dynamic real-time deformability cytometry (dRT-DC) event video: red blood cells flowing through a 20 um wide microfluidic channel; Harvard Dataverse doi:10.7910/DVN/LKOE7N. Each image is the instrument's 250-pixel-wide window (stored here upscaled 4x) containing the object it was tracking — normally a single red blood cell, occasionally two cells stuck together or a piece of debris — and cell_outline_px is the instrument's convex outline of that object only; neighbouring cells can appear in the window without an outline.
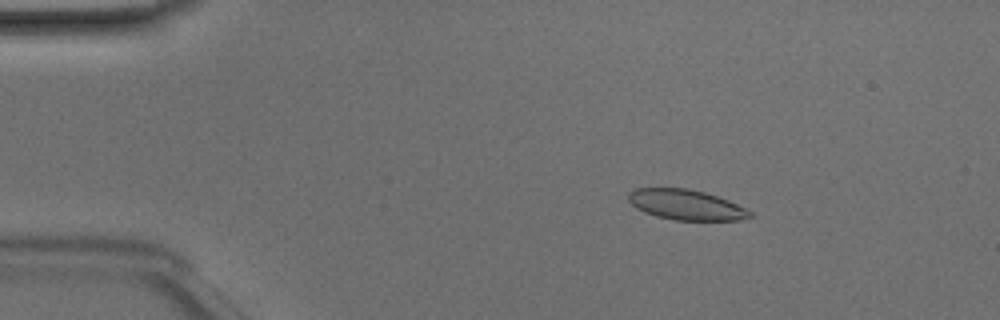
{"species": "Egyptian fruit bat (a non-hibernating species)", "species_latin": "Rousettus aegyptiacus", "temperature_condition": "room temperature", "stored_images_in_passage": 49, "camera_frame_rate_fps": 3000, "um_per_image_px": 0.085, "animal": {"sex": "male"}, "frame": {"image": 1, "passage_image": 8, "time_ms": 2.333, "image_size_px": [1000, 320], "cell_outline_px": [[752, 216], [740, 220], [676, 220], [656, 216], [644, 212], [636, 208], [628, 200], [628, 192], [636, 188], [688, 188], [704, 192], [728, 200], [752, 212]], "centroid_in_image_um": [58.28, 17.4], "position_along_channel_um": 26.7, "area_um2": 21.33}}
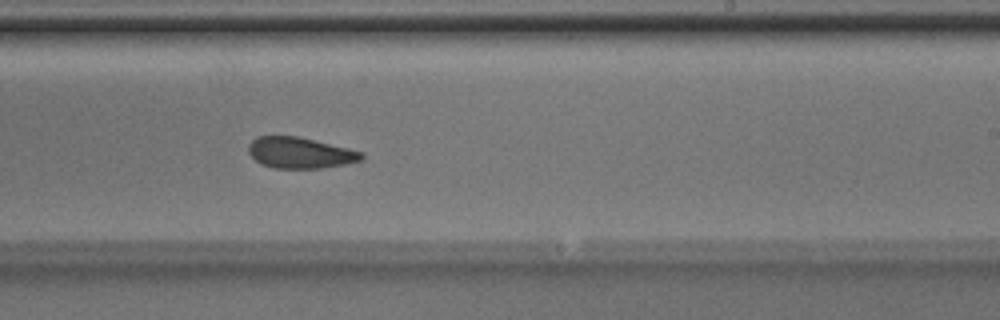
{"frame": {"image": 2, "passage_image": 30, "time_ms": 9.667, "image_size_px": [1000, 320], "cell_outline_px": [[364, 156], [360, 160], [344, 164], [320, 168], [276, 168], [264, 164], [256, 160], [248, 152], [248, 144], [256, 136], [296, 136], [348, 148], [364, 152]], "centroid_in_image_um": [25.49, 12.98], "position_along_channel_um": 263.5, "area_um2": 20.17}}
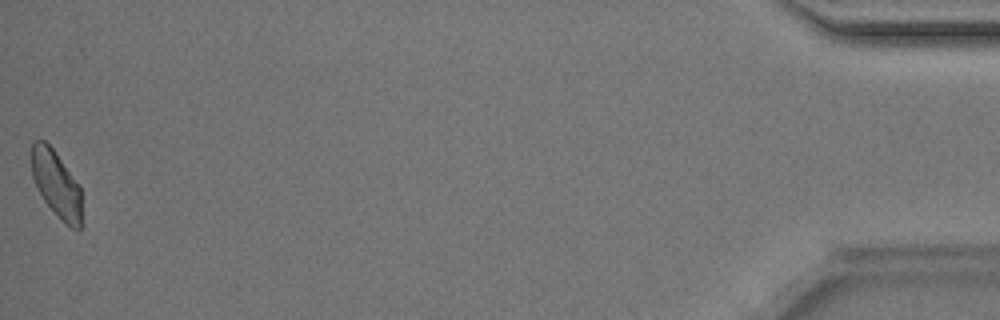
{"frame": {"image": 3, "passage_image": 49, "time_ms": 16.0, "image_size_px": [1000, 320], "cell_outline_px": [[80, 228], [72, 228], [64, 224], [60, 220], [44, 200], [32, 176], [32, 144], [36, 140], [44, 140], [52, 148], [80, 188]], "centroid_in_image_um": [4.76, 15.66], "position_along_channel_um": 430.4, "area_um2": 18.73}, "authors_computed_cell_mechanics": {"area_um2": 21.3282, "velocity_mm_per_s": 4.1456, "shape_relaxation_time_tau1_ms": 4.6945, "shape_relaxation_time_tau2_ms": 3.0393, "deformation_change_tau1": 0.1114, "deformation_change_tau2": 0.0737}}